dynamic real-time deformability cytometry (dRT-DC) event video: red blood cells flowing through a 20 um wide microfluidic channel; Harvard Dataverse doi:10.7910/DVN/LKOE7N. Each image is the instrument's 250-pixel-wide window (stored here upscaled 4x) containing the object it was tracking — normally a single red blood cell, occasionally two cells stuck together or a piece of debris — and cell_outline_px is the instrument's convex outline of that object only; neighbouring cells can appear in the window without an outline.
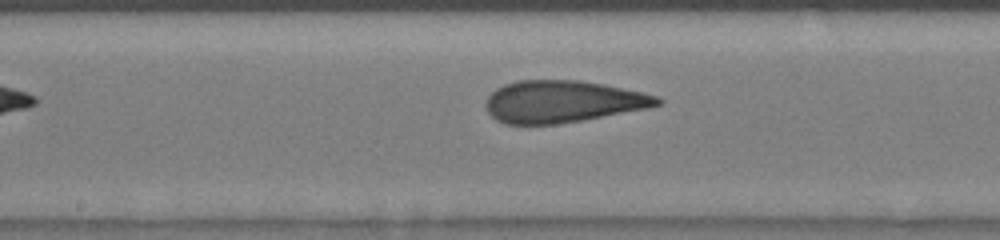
{"species": "human", "species_latin": "Homo sapiens", "temperature_condition": "room temperature", "stored_images_in_passage": 9, "segment_of_instrument_passage": [2, 2], "camera_frame_rate_fps": 3000, "um_per_image_px": 0.085, "donor": {"sex": "male"}, "frame": {"image": 1, "passage_image": 9, "time_ms": 7.333, "image_size_px": [1000, 240], "cell_outline_px": [[664, 100], [660, 104], [648, 108], [580, 120], [556, 124], [504, 124], [496, 120], [488, 112], [484, 104], [488, 96], [496, 88], [504, 84], [516, 80], [580, 80], [604, 84], [640, 92], [656, 96]], "centroid_in_image_um": [47.77, 8.62], "position_along_channel_um": 200.4, "area_um2": 41.85}}